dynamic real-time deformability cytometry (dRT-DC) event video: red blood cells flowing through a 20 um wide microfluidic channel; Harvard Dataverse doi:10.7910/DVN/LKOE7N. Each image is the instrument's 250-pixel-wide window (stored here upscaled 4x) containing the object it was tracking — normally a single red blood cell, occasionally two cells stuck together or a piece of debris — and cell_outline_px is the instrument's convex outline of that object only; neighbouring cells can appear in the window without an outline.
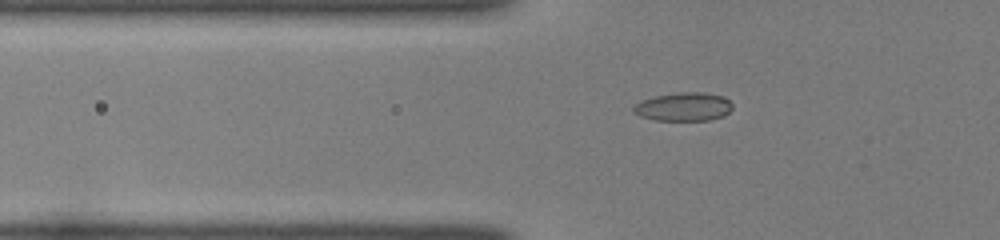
{"species": "common noctule bat (a hibernating species)", "species_latin": "Nyctalus noctula", "temperature_condition": "room temperature", "stored_images_in_passage": 35, "camera_frame_rate_fps": 3000, "um_per_image_px": 0.085, "animal": {"sex": "female", "body_mass_g": 22.0, "forearm_length_mm": 56.7}, "frame": {"image": 1, "passage_image": 2, "time_ms": 0.333, "image_size_px": [1000, 240], "cell_outline_px": [[732, 108], [724, 116], [708, 120], [652, 120], [640, 116], [632, 112], [632, 108], [640, 100], [656, 96], [676, 92], [704, 92], [724, 96], [732, 104]], "centroid_in_image_um": [58.09, 9.07], "position_along_channel_um": 67.7, "area_um2": 16.59}}
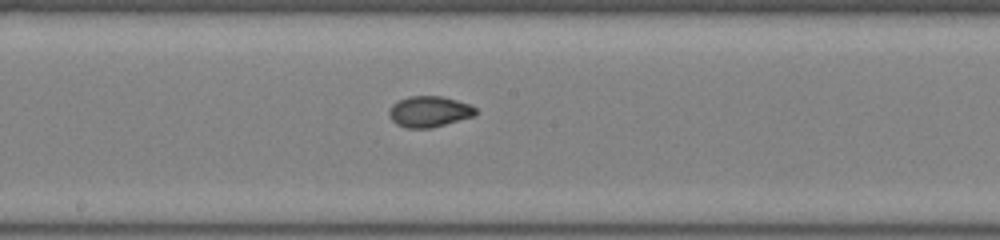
{"frame": {"image": 2, "passage_image": 13, "time_ms": 4.0, "image_size_px": [1000, 240], "cell_outline_px": [[476, 112], [472, 116], [432, 128], [408, 128], [396, 124], [388, 116], [388, 108], [392, 104], [408, 96], [440, 96], [456, 100], [468, 104], [476, 108]], "centroid_in_image_um": [36.42, 9.48], "position_along_channel_um": 211.8, "area_um2": 15.49}}
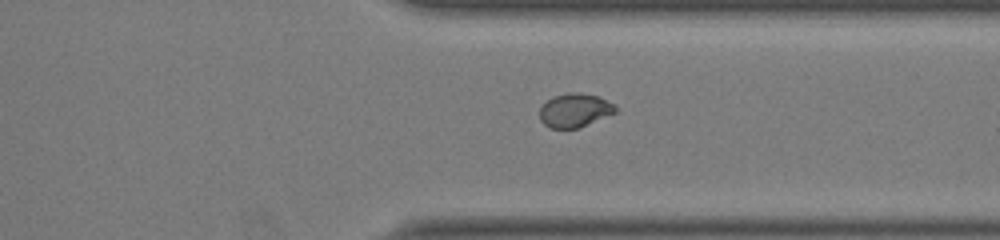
{"frame": {"image": 3, "passage_image": 24, "time_ms": 7.667, "image_size_px": [1000, 240], "cell_outline_px": [[616, 112], [580, 128], [552, 128], [544, 124], [540, 120], [540, 108], [552, 96], [568, 92], [580, 92], [600, 96], [616, 104]], "centroid_in_image_um": [48.88, 9.36], "position_along_channel_um": 362.5, "area_um2": 15.09}}